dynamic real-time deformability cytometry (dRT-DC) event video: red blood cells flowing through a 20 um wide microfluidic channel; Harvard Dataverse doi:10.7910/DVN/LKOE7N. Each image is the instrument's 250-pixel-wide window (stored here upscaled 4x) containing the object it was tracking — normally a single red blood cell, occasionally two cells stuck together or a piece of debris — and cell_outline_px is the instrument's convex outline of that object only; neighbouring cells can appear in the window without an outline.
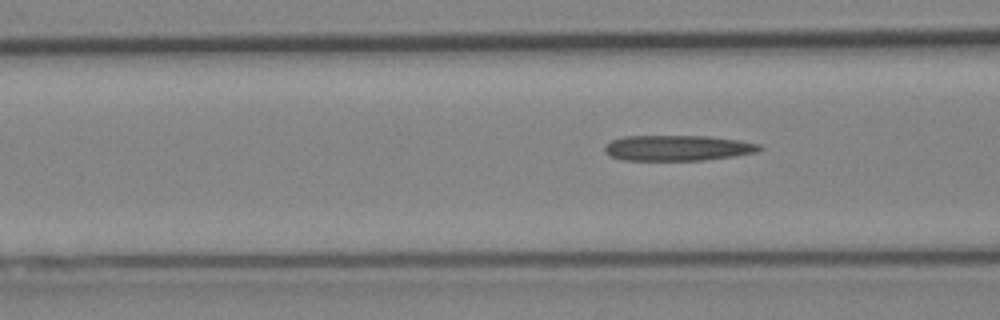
{"species": "Egyptian fruit bat (a non-hibernating species)", "species_latin": "Rousettus aegyptiacus", "temperature_condition": "cold", "stored_images_in_passage": 6, "segment_of_instrument_passage": [2, 2], "camera_frame_rate_fps": 3000, "um_per_image_px": 0.085, "animal": {"sex": "female"}, "frame": {"image": 1, "passage_image": 6, "time_ms": 1.667, "image_size_px": [1000, 320], "cell_outline_px": [[764, 148], [756, 152], [732, 156], [704, 160], [624, 160], [608, 156], [604, 152], [604, 148], [612, 140], [624, 136], [708, 136], [740, 140], [760, 144]], "centroid_in_image_um": [57.59, 12.57], "position_along_channel_um": 109.0, "area_um2": 23.06}}